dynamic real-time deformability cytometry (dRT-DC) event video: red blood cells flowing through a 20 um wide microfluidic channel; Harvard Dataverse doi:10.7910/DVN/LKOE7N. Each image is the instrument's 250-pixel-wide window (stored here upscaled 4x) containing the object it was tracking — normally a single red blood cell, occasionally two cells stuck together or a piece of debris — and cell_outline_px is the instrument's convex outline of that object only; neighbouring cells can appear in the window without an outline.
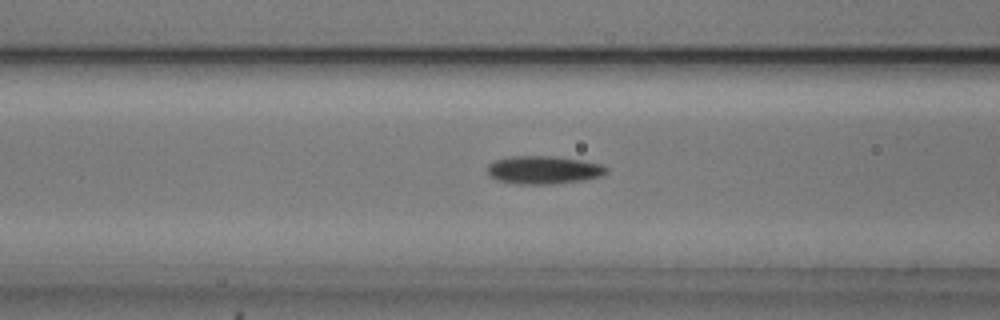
{"species": "common noctule bat (a hibernating species)", "species_latin": "Nyctalus noctula", "temperature_condition": "cold", "stored_images_in_passage": 40, "camera_frame_rate_fps": 3000, "um_per_image_px": 0.085, "animal": {"sex": "male", "body_mass_g": 20.5, "forearm_length_mm": 52.5}, "frame": {"image": 1, "passage_image": 8, "time_ms": 2.333, "image_size_px": [1000, 320], "cell_outline_px": [[608, 172], [604, 176], [584, 180], [552, 184], [520, 184], [500, 180], [492, 176], [488, 172], [488, 164], [492, 160], [508, 156], [556, 156], [584, 160], [604, 164], [608, 168]], "centroid_in_image_um": [46.28, 14.42], "position_along_channel_um": 120.3, "area_um2": 19.77}}
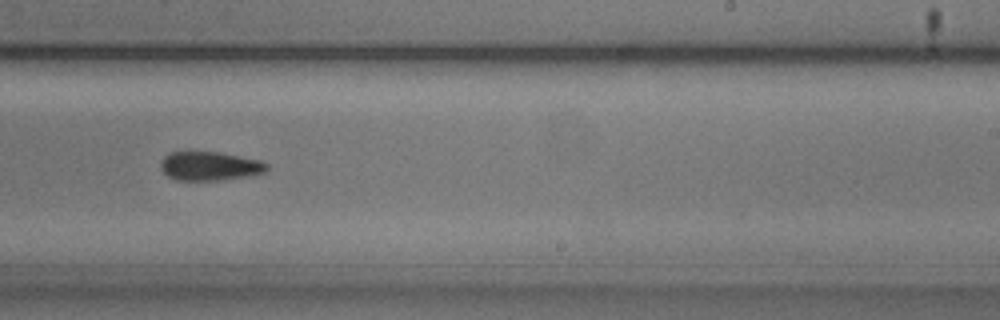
{"frame": {"image": 2, "passage_image": 20, "time_ms": 6.333, "image_size_px": [1000, 320], "cell_outline_px": [[268, 168], [264, 172], [216, 180], [176, 180], [168, 176], [160, 168], [160, 160], [168, 152], [184, 148], [220, 152], [260, 160], [268, 164]], "centroid_in_image_um": [17.7, 14.04], "position_along_channel_um": 271.3, "area_um2": 18.38}}
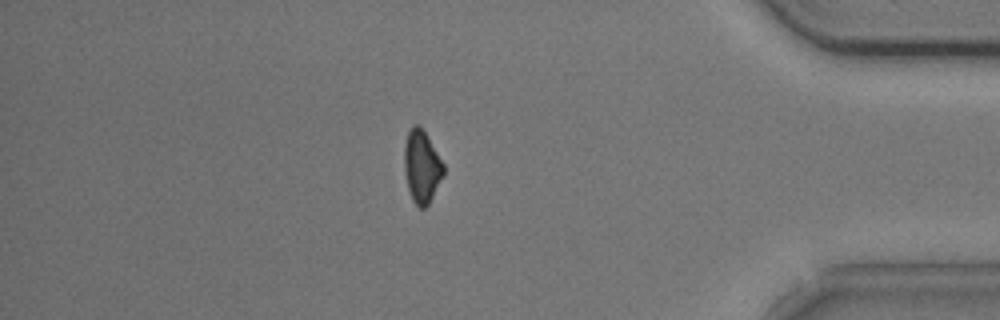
{"frame": {"image": 3, "passage_image": 33, "time_ms": 10.667, "image_size_px": [1000, 320], "cell_outline_px": [[444, 172], [428, 204], [424, 208], [420, 208], [412, 200], [408, 188], [404, 172], [404, 148], [408, 132], [412, 124], [420, 124], [444, 164]], "centroid_in_image_um": [35.82, 14.12], "position_along_channel_um": 399.4, "area_um2": 16.42}, "authors_computed_cell_mechanics": {"area_um2": 18.3515, "velocity_mm_per_s": 3.7745, "shape_relaxation_time_tau1_ms": 3.6445, "shape_relaxation_time_tau2_ms": null, "deformation_change_tau1": 0.1066, "deformation_change_tau2": null}}